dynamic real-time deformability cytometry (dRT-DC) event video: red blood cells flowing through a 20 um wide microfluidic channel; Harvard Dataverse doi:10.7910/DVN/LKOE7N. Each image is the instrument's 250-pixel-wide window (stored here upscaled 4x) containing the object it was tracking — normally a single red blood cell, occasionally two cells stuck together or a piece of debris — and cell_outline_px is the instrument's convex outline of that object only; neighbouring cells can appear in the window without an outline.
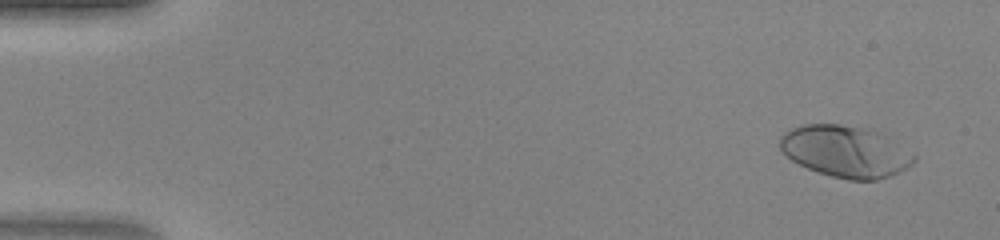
{"species": "human", "species_latin": "Homo sapiens", "temperature_condition": "warm", "stored_images_in_passage": 47, "camera_frame_rate_fps": 3000, "um_per_image_px": 0.085, "donor": {"sex": "female"}, "frame": {"image": 1, "passage_image": 3, "time_ms": 0.667, "image_size_px": [1000, 240], "cell_outline_px": [[916, 160], [912, 164], [888, 176], [876, 180], [848, 180], [832, 176], [808, 168], [792, 160], [780, 148], [780, 136], [784, 132], [800, 124], [840, 124], [864, 128], [880, 132], [888, 136], [916, 156]], "centroid_in_image_um": [71.86, 12.85], "position_along_channel_um": 13.1, "area_um2": 40.06}}
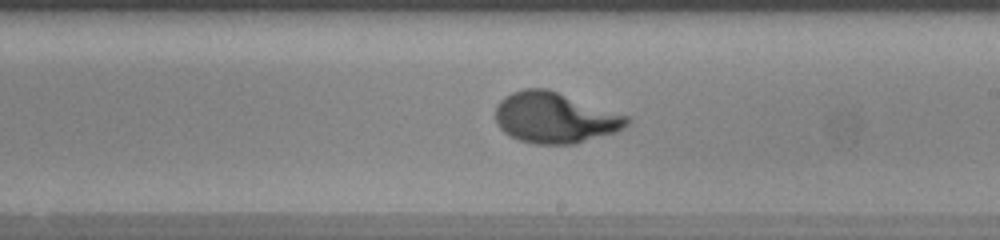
{"frame": {"image": 2, "passage_image": 28, "time_ms": 9.0, "image_size_px": [1000, 240], "cell_outline_px": [[632, 120], [624, 128], [616, 132], [572, 144], [536, 144], [520, 140], [504, 132], [496, 124], [496, 108], [500, 100], [504, 96], [512, 92], [524, 88], [544, 88], [628, 116]], "centroid_in_image_um": [47.14, 10.01], "position_along_channel_um": 241.9, "area_um2": 38.44}}
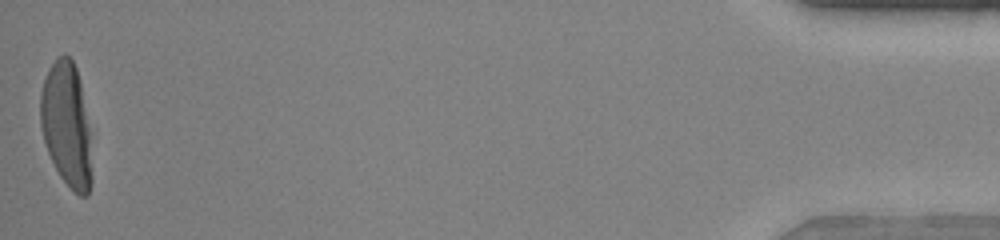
{"frame": {"image": 3, "passage_image": 47, "time_ms": 15.333, "image_size_px": [1000, 240], "cell_outline_px": [[92, 184], [88, 196], [80, 196], [60, 176], [48, 152], [44, 140], [40, 124], [40, 92], [48, 68], [56, 56], [64, 52], [72, 60], [76, 68], [80, 80], [88, 128], [92, 176]], "centroid_in_image_um": [5.64, 10.56], "position_along_channel_um": 429.6, "area_um2": 36.99}}